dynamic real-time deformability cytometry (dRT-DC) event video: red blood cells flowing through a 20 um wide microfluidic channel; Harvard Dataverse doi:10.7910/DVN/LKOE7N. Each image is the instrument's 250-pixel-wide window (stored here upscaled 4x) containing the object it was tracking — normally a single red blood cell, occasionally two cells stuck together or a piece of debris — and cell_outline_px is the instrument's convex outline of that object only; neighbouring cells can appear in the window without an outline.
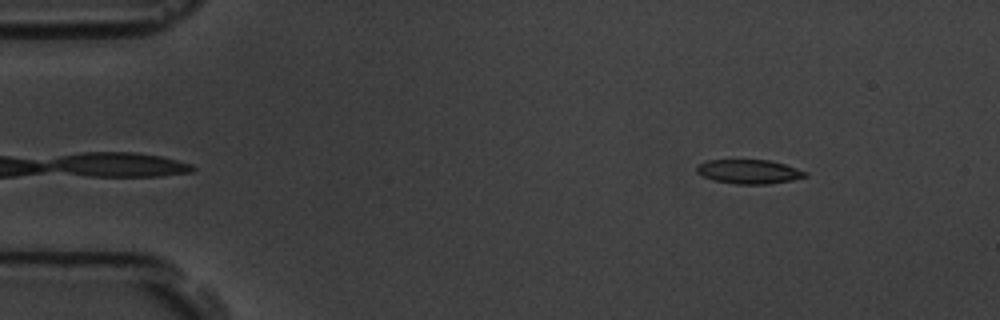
{"species": "common noctule bat (a hibernating species)", "species_latin": "Nyctalus noctula", "temperature_condition": "room temperature", "stored_images_in_passage": 6, "segment_of_instrument_passage": [2, 2], "camera_frame_rate_fps": 3000, "um_per_image_px": 0.085, "animal": {"sex": "male", "body_mass_g": 19.5, "forearm_length_mm": 54.6}, "frame": {"image": 1, "passage_image": 6, "time_ms": 1.667, "image_size_px": [1000, 320], "cell_outline_px": [[808, 176], [792, 180], [768, 184], [736, 184], [716, 180], [704, 176], [696, 172], [696, 168], [700, 164], [708, 160], [768, 160], [784, 164], [808, 172]], "centroid_in_image_um": [63.7, 14.59], "position_along_channel_um": 21.3, "area_um2": 15.09}}